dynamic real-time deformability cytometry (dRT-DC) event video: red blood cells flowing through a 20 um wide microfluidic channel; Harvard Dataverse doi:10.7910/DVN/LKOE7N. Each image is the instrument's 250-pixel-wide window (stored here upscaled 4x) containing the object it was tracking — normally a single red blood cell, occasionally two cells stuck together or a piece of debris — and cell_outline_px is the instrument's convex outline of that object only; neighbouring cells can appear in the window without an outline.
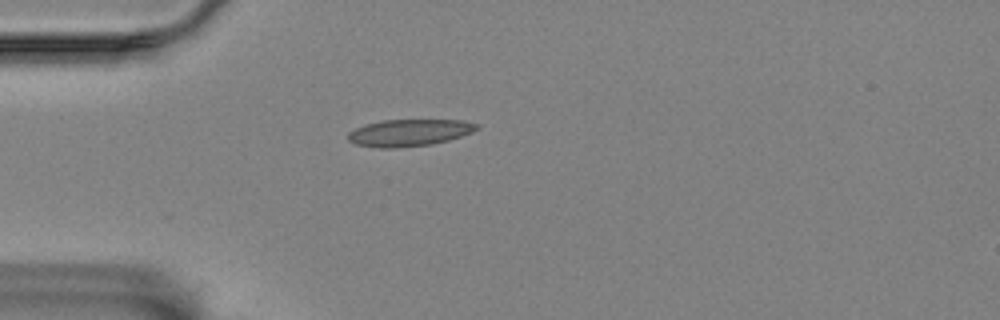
{"species": "Egyptian fruit bat (a non-hibernating species)", "species_latin": "Rousettus aegyptiacus", "temperature_condition": "room temperature", "stored_images_in_passage": 7, "camera_frame_rate_fps": 3000, "um_per_image_px": 0.085, "animal": {"sex": "female"}, "frame": {"image": 1, "passage_image": 1, "time_ms": 0.0, "image_size_px": [1000, 320], "cell_outline_px": [[480, 128], [472, 132], [448, 140], [432, 144], [392, 148], [380, 148], [356, 144], [348, 140], [348, 132], [364, 124], [380, 120], [460, 120], [476, 124]], "centroid_in_image_um": [34.75, 11.27], "position_along_channel_um": 50.3, "area_um2": 20.06}}
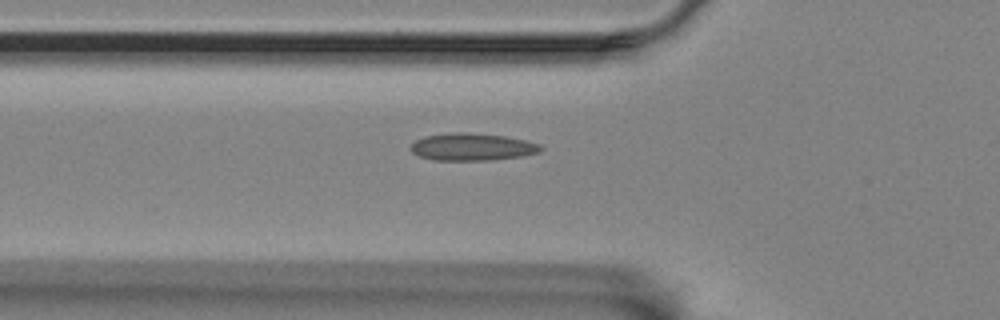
{"frame": {"image": 2, "passage_image": 5, "time_ms": 1.333, "image_size_px": [1000, 320], "cell_outline_px": [[544, 148], [540, 152], [520, 156], [488, 160], [432, 160], [420, 156], [412, 152], [412, 144], [416, 140], [424, 136], [456, 132], [468, 132], [504, 136], [524, 140], [540, 144]], "centroid_in_image_um": [40.14, 12.48], "position_along_channel_um": 85.7, "area_um2": 20.52}}